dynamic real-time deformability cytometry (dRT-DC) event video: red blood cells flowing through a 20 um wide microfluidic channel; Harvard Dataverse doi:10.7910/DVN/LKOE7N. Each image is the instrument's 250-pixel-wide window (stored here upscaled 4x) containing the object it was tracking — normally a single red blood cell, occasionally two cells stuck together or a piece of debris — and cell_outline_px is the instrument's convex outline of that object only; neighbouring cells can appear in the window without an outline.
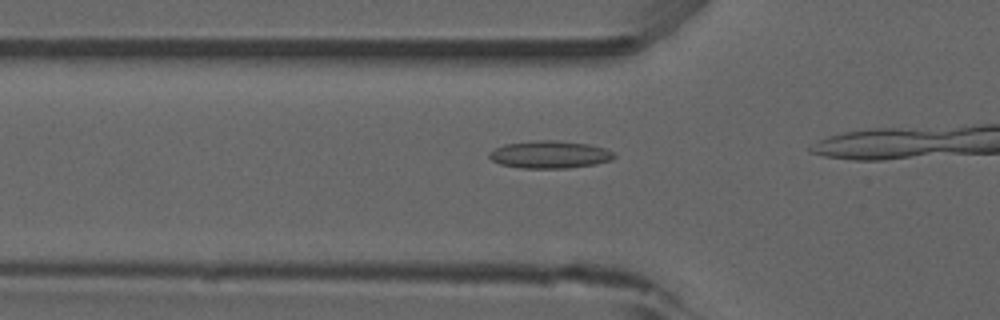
{"species": "common noctule bat (a hibernating species)", "species_latin": "Nyctalus noctula", "temperature_condition": "room temperature", "stored_images_in_passage": 14, "camera_frame_rate_fps": 3000, "um_per_image_px": 0.085, "animal": {"sex": "male", "forearm_length_mm": 52.5}, "frame": {"image": 1, "passage_image": 12, "time_ms": 3.667, "image_size_px": [1000, 320], "cell_outline_px": [[616, 156], [612, 160], [596, 164], [568, 168], [520, 168], [500, 164], [492, 160], [488, 156], [488, 152], [504, 144], [536, 140], [556, 140], [588, 144], [604, 148], [616, 152]], "centroid_in_image_um": [46.75, 13.13], "position_along_channel_um": 79.1, "area_um2": 20.17}}